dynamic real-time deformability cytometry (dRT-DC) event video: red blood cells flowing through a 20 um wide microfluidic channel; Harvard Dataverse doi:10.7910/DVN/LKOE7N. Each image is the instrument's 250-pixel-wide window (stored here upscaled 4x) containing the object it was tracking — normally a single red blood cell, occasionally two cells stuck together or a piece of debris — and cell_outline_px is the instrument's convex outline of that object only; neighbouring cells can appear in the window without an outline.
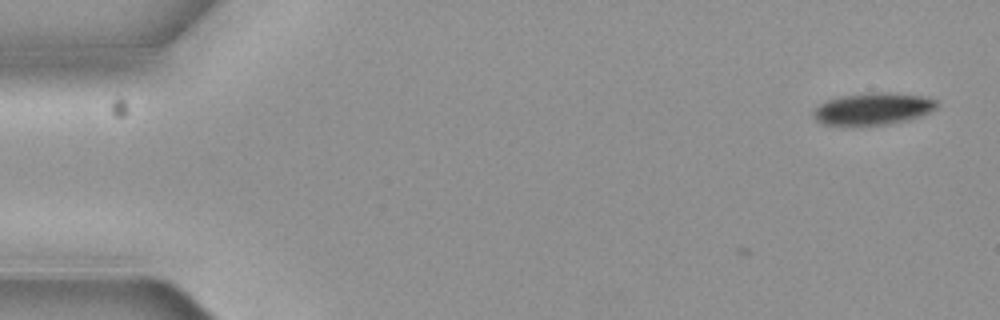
{"species": "common noctule bat (a hibernating species)", "species_latin": "Nyctalus noctula", "temperature_condition": "cold", "stored_images_in_passage": 3, "camera_frame_rate_fps": 3000, "um_per_image_px": 0.085, "animal": {"sex": "female", "body_mass_g": 19.3, "forearm_length_mm": 54.1}, "frame": {"image": 1, "passage_image": 3, "time_ms": 0.667, "image_size_px": [1000, 320], "cell_outline_px": [[940, 104], [936, 108], [928, 112], [904, 120], [884, 124], [824, 124], [816, 120], [812, 116], [812, 112], [820, 104], [828, 100], [840, 96], [872, 92], [888, 92], [924, 96], [936, 100]], "centroid_in_image_um": [74.2, 9.22], "position_along_channel_um": 10.8, "area_um2": 22.48}}